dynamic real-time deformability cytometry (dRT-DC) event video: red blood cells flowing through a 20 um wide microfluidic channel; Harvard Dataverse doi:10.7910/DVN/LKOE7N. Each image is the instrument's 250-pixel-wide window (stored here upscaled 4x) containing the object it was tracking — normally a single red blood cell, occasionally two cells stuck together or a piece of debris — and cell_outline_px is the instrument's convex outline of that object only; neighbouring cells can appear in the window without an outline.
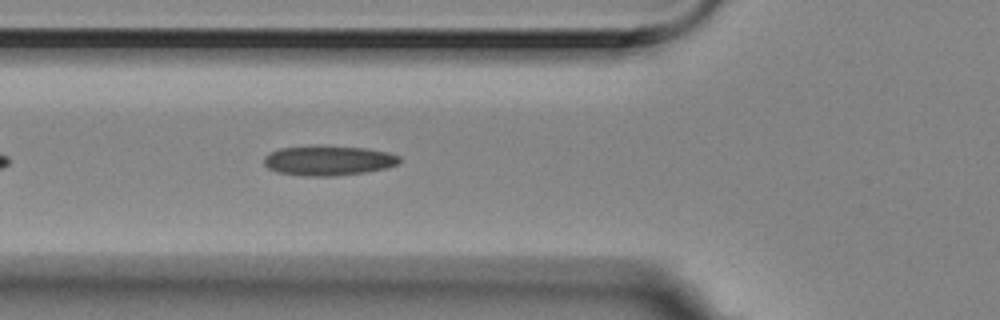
{"species": "Egyptian fruit bat (a non-hibernating species)", "species_latin": "Rousettus aegyptiacus", "temperature_condition": "room temperature", "stored_images_in_passage": 3, "camera_frame_rate_fps": 3000, "um_per_image_px": 0.085, "animal": {"sex": "female"}, "frame": {"image": 1, "passage_image": 3, "time_ms": 0.667, "image_size_px": [1000, 320], "cell_outline_px": [[400, 160], [396, 164], [388, 168], [364, 172], [336, 176], [304, 176], [276, 172], [268, 168], [264, 164], [264, 156], [268, 152], [280, 148], [364, 148], [388, 152], [400, 156]], "centroid_in_image_um": [27.9, 13.69], "position_along_channel_um": 97.9, "area_um2": 22.83}}